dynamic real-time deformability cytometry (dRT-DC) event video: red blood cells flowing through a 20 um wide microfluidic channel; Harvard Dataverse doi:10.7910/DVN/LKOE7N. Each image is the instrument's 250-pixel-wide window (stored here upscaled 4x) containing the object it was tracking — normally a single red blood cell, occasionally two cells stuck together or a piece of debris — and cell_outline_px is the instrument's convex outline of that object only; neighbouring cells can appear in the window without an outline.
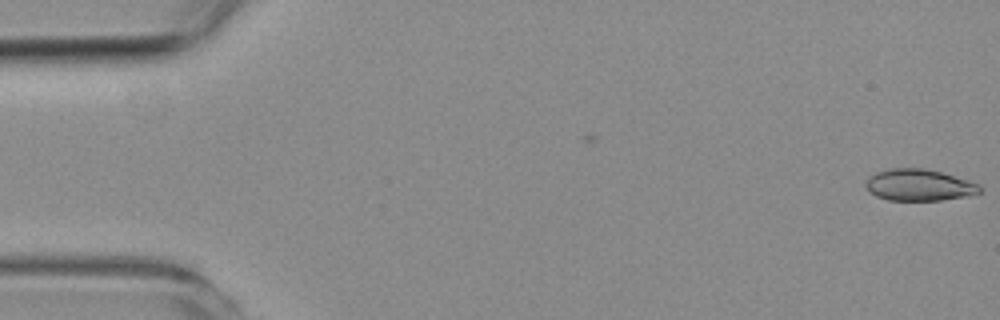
{"species": "common noctule bat (a hibernating species)", "species_latin": "Nyctalus noctula", "temperature_condition": "room temperature", "stored_images_in_passage": 2, "camera_frame_rate_fps": 3000, "um_per_image_px": 0.085, "animal": {"sex": "female", "body_mass_g": 19.3, "forearm_length_mm": 54.1}, "frame": {"image": 1, "passage_image": 2, "time_ms": 0.333, "image_size_px": [1000, 320], "cell_outline_px": [[980, 192], [968, 196], [940, 200], [888, 200], [876, 196], [868, 192], [864, 184], [868, 176], [876, 172], [888, 168], [924, 168], [940, 172], [968, 180], [980, 184]], "centroid_in_image_um": [78.07, 15.72], "position_along_channel_um": 6.9, "area_um2": 21.1}}